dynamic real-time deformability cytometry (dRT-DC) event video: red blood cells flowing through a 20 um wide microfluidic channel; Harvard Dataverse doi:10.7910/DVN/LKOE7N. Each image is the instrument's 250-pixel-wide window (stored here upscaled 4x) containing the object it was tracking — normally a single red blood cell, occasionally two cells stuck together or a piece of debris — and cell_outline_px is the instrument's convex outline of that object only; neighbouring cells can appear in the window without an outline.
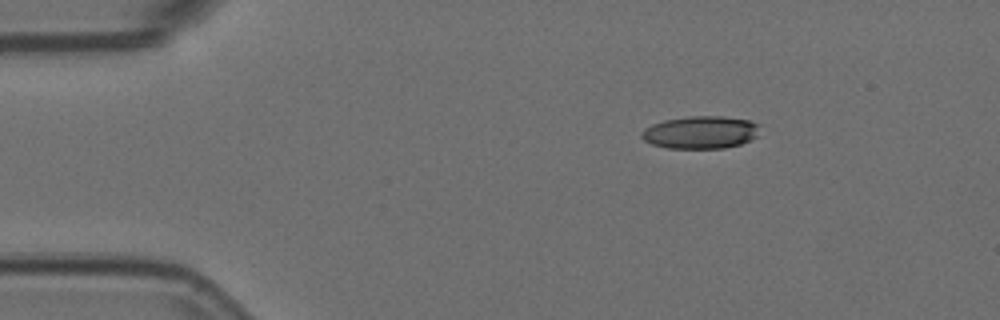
{"species": "Egyptian fruit bat (a non-hibernating species)", "species_latin": "Rousettus aegyptiacus", "temperature_condition": "room temperature", "stored_images_in_passage": 2, "camera_frame_rate_fps": 3000, "um_per_image_px": 0.085, "animal": {"sex": "female"}, "frame": {"image": 1, "passage_image": 1, "time_ms": 0.0, "image_size_px": [1000, 320], "cell_outline_px": [[760, 124], [756, 136], [740, 144], [724, 148], [668, 148], [652, 144], [644, 140], [640, 136], [640, 132], [644, 128], [652, 124], [664, 120], [688, 116], [724, 116], [752, 120]], "centroid_in_image_um": [59.54, 11.23], "position_along_channel_um": 25.5, "area_um2": 22.6}}